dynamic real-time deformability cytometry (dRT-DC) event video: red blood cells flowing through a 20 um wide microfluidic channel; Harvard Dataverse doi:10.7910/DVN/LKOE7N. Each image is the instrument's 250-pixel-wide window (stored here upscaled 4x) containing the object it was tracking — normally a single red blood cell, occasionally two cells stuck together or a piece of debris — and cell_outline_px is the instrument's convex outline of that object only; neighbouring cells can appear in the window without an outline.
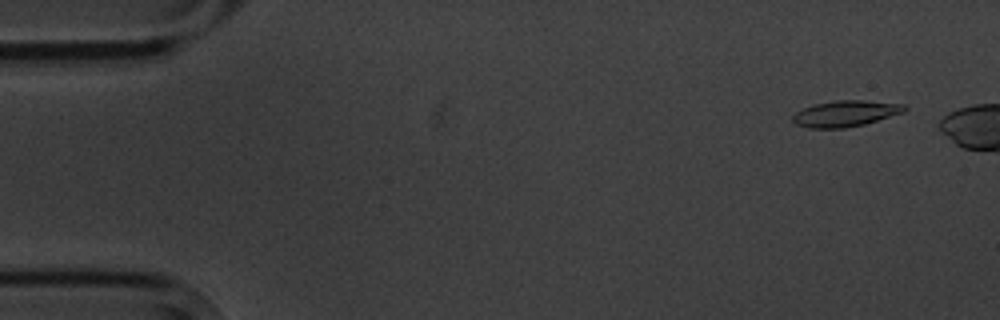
{"species": "common noctule bat (a hibernating species)", "species_latin": "Nyctalus noctula", "temperature_condition": "cold", "stored_images_in_passage": 4, "camera_frame_rate_fps": 3000, "um_per_image_px": 0.085, "animal": {"sex": "male", "body_mass_g": 20.1, "forearm_length_mm": 53.5}, "frame": {"image": 1, "passage_image": 2, "time_ms": 1.0, "image_size_px": [1000, 320], "cell_outline_px": [[908, 108], [904, 112], [864, 124], [844, 128], [808, 128], [796, 124], [792, 120], [792, 116], [796, 112], [804, 108], [816, 104], [836, 100], [864, 100], [904, 104]], "centroid_in_image_um": [71.87, 9.65], "position_along_channel_um": 13.1, "area_um2": 16.88}}